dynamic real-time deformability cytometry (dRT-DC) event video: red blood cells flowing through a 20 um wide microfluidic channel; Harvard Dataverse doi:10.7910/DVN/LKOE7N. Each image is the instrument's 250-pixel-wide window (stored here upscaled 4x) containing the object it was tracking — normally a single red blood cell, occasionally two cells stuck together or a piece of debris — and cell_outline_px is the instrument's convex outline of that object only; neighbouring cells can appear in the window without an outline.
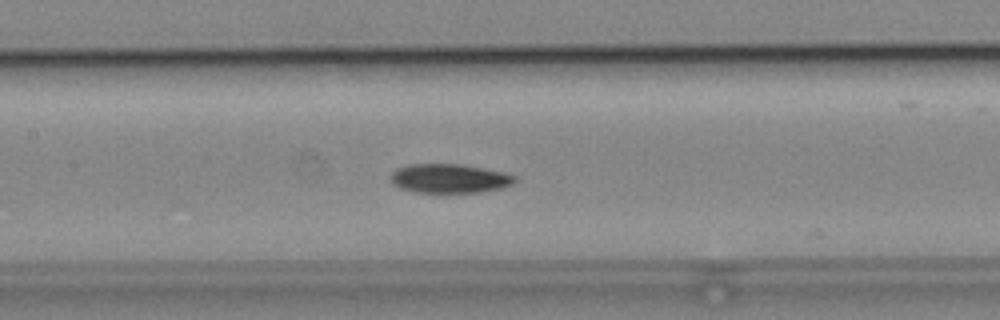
{"species": "common noctule bat (a hibernating species)", "species_latin": "Nyctalus noctula", "temperature_condition": "cold", "stored_images_in_passage": 23, "camera_frame_rate_fps": 3000, "um_per_image_px": 0.085, "animal": {"sex": "male", "body_mass_g": 19.2, "forearm_length_mm": 51.8}, "frame": {"image": 1, "passage_image": 19, "time_ms": 6.0, "image_size_px": [1000, 320], "cell_outline_px": [[516, 180], [512, 184], [500, 188], [480, 192], [416, 192], [400, 188], [392, 184], [392, 172], [396, 168], [408, 164], [460, 164], [504, 172], [516, 176]], "centroid_in_image_um": [38.19, 15.16], "position_along_channel_um": 169.2, "area_um2": 20.92}}
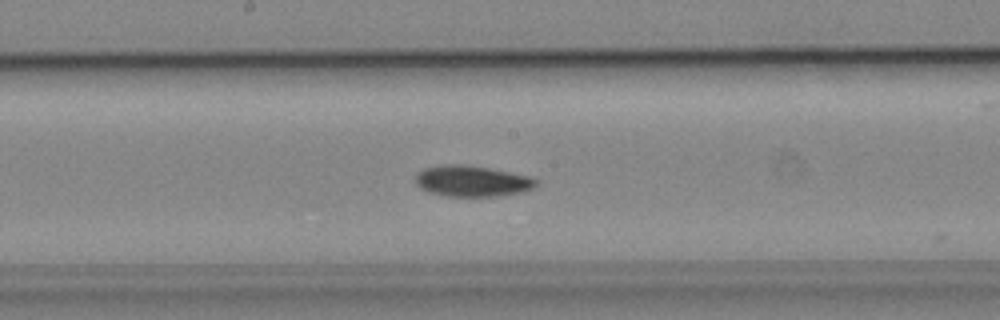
{"frame": {"image": 2, "passage_image": 22, "time_ms": 7.0, "image_size_px": [1000, 320], "cell_outline_px": [[536, 184], [532, 188], [524, 192], [500, 196], [448, 196], [428, 192], [420, 188], [416, 184], [416, 176], [424, 168], [448, 164], [460, 164], [488, 168], [532, 176], [536, 180]], "centroid_in_image_um": [40.14, 15.4], "position_along_channel_um": 208.1, "area_um2": 21.68}}